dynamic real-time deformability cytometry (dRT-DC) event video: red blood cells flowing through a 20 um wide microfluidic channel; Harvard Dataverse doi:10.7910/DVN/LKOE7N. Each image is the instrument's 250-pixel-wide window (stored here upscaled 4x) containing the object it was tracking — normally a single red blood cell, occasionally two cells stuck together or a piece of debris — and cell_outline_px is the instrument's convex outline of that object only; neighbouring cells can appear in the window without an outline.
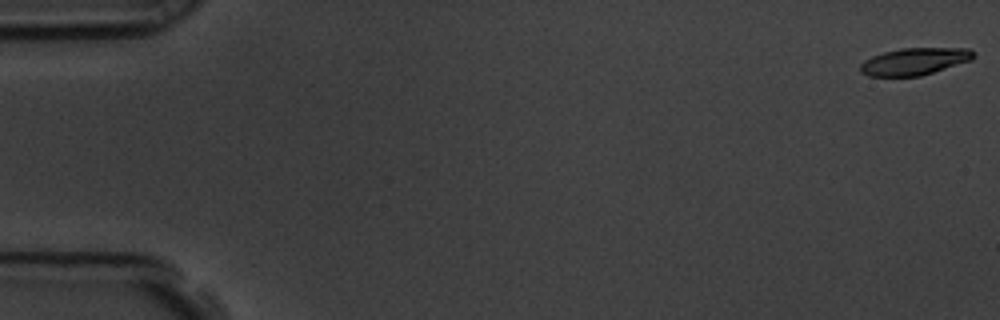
{"species": "common noctule bat (a hibernating species)", "species_latin": "Nyctalus noctula", "temperature_condition": "room temperature", "stored_images_in_passage": 58, "camera_frame_rate_fps": 3000, "um_per_image_px": 0.085, "animal": {"sex": "male", "body_mass_g": 19.5, "forearm_length_mm": 54.6}, "frame": {"image": 1, "passage_image": 1, "time_ms": 0.0, "image_size_px": [1000, 320], "cell_outline_px": [[976, 56], [972, 60], [920, 76], [868, 76], [860, 72], [860, 64], [864, 60], [872, 56], [884, 52], [904, 48], [968, 48], [976, 52]], "centroid_in_image_um": [77.75, 5.22], "position_along_channel_um": 7.2, "area_um2": 17.92}}
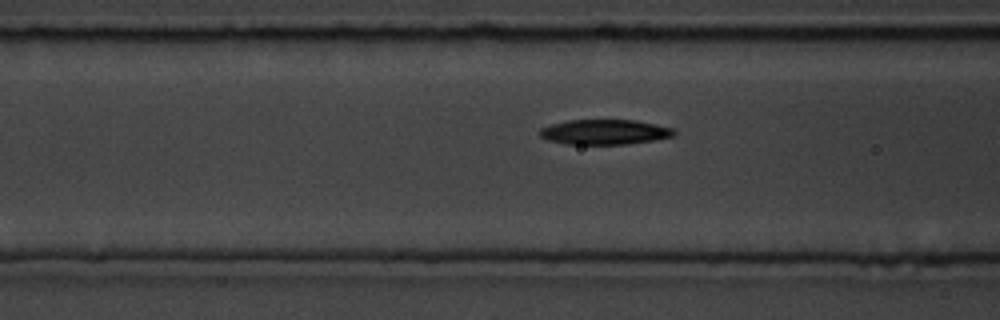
{"frame": {"image": 2, "passage_image": 23, "time_ms": 7.333, "image_size_px": [1000, 320], "cell_outline_px": [[676, 132], [672, 136], [656, 140], [628, 144], [564, 144], [548, 140], [540, 136], [536, 132], [540, 128], [552, 124], [568, 120], [636, 120], [676, 128]], "centroid_in_image_um": [51.4, 11.22], "position_along_channel_um": 115.2, "area_um2": 19.83}}
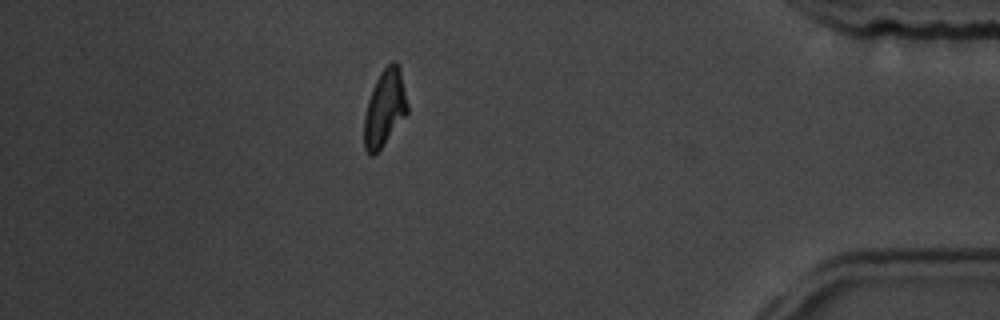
{"frame": {"image": 3, "passage_image": 51, "time_ms": 16.667, "image_size_px": [1000, 320], "cell_outline_px": [[408, 112], [380, 148], [372, 156], [368, 156], [364, 148], [364, 116], [368, 100], [372, 88], [380, 72], [392, 60], [396, 60], [400, 68], [408, 104]], "centroid_in_image_um": [32.69, 9.16], "position_along_channel_um": 402.5, "area_um2": 19.25}, "authors_computed_cell_mechanics": {"area_um2": 19.7098, "velocity_mm_per_s": 3.5373, "shape_relaxation_time_tau1_ms": 3.6492, "shape_relaxation_time_tau2_ms": 3.0241, "deformation_change_tau1": 0.1586, "deformation_change_tau2": 0.0939}}